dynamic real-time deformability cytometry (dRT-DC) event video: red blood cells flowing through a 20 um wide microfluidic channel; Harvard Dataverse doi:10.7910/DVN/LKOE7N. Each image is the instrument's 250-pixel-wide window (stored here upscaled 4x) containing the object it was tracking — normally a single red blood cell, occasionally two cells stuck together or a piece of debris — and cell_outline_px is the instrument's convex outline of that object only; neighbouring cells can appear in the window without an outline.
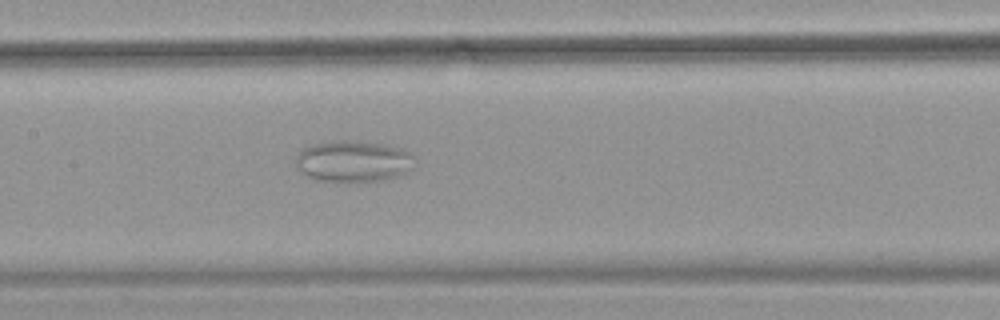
{"species": "common noctule bat (a hibernating species)", "species_latin": "Nyctalus noctula", "temperature_condition": "warm", "stored_images_in_passage": 36, "camera_frame_rate_fps": 3000, "um_per_image_px": 0.085, "animal": {"sex": "female", "body_mass_g": 18.4}, "frame": {"image": 1, "passage_image": 9, "time_ms": 2.667, "image_size_px": [1000, 320], "cell_outline_px": [[416, 156], [412, 168], [408, 172], [396, 176], [380, 180], [316, 180], [308, 176], [296, 164], [296, 156], [300, 148], [312, 144], [384, 144], [400, 148]], "centroid_in_image_um": [30.07, 13.74], "position_along_channel_um": 177.3, "area_um2": 27.11}}
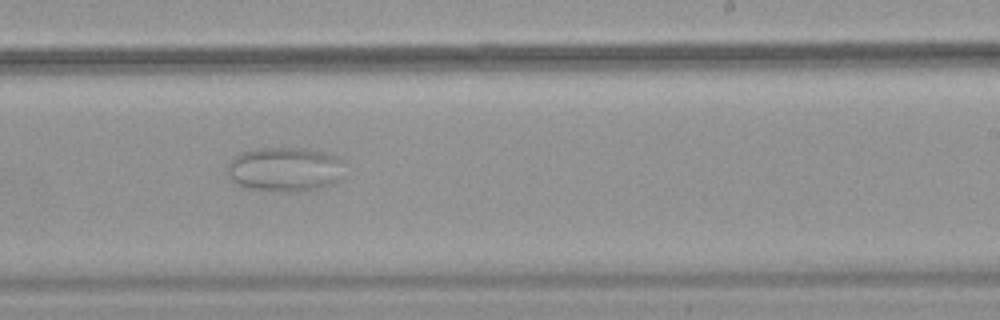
{"frame": {"image": 2, "passage_image": 16, "time_ms": 5.0, "image_size_px": [1000, 320], "cell_outline_px": [[344, 160], [340, 180], [332, 184], [316, 188], [296, 192], [280, 192], [244, 188], [236, 184], [228, 176], [228, 164], [236, 156], [244, 152], [260, 148], [304, 148], [336, 156]], "centroid_in_image_um": [24.21, 14.41], "position_along_channel_um": 264.8, "area_um2": 30.35}}
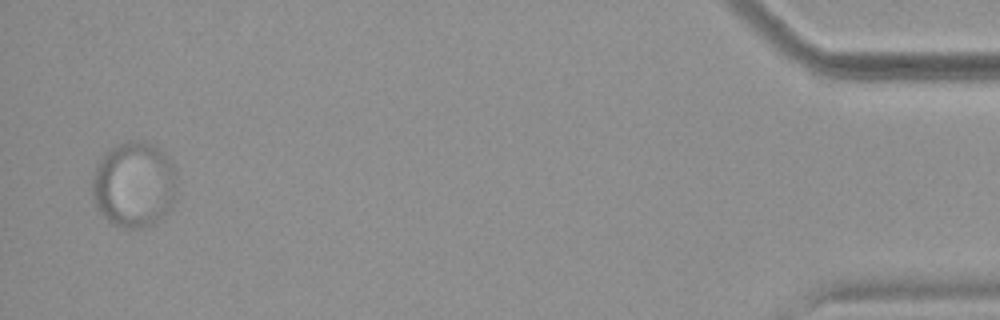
{"frame": {"image": 3, "passage_image": 35, "time_ms": 11.333, "image_size_px": [1000, 320], "cell_outline_px": [[176, 192], [172, 204], [168, 212], [156, 224], [144, 228], [124, 228], [112, 224], [100, 212], [92, 196], [92, 180], [96, 164], [108, 148], [116, 144], [128, 140], [144, 140], [152, 144], [164, 152], [168, 156], [176, 172]], "centroid_in_image_um": [11.4, 15.67], "position_along_channel_um": 423.8, "area_um2": 43.06}}